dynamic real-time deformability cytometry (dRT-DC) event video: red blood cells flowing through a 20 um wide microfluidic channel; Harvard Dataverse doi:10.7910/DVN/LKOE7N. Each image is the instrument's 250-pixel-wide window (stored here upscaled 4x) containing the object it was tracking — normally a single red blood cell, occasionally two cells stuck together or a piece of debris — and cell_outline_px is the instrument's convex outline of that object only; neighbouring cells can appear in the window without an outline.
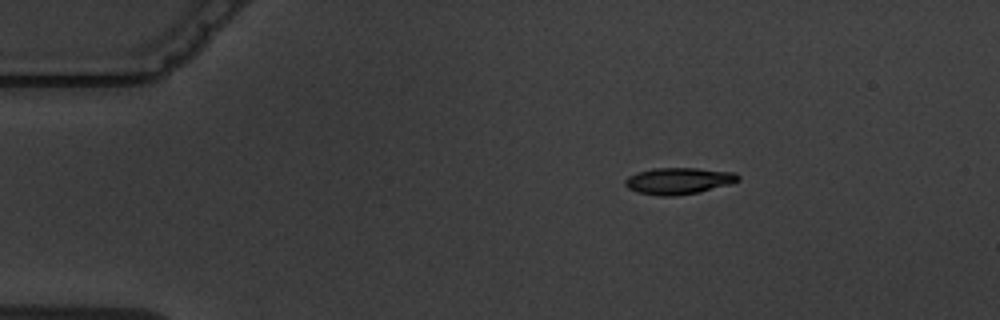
{"species": "common noctule bat (a hibernating species)", "species_latin": "Nyctalus noctula", "temperature_condition": "warm", "stored_images_in_passage": 4, "camera_frame_rate_fps": 3000, "um_per_image_px": 0.085, "animal": {"sex": "male", "body_mass_g": 19.5, "forearm_length_mm": 54.6}, "frame": {"image": 1, "passage_image": 2, "time_ms": 1.333, "image_size_px": [1000, 320], "cell_outline_px": [[740, 180], [732, 184], [700, 192], [676, 196], [660, 196], [636, 192], [628, 188], [624, 184], [624, 180], [628, 176], [636, 172], [652, 168], [696, 168], [736, 172], [740, 176]], "centroid_in_image_um": [57.69, 15.37], "position_along_channel_um": 27.3, "area_um2": 17.86}}